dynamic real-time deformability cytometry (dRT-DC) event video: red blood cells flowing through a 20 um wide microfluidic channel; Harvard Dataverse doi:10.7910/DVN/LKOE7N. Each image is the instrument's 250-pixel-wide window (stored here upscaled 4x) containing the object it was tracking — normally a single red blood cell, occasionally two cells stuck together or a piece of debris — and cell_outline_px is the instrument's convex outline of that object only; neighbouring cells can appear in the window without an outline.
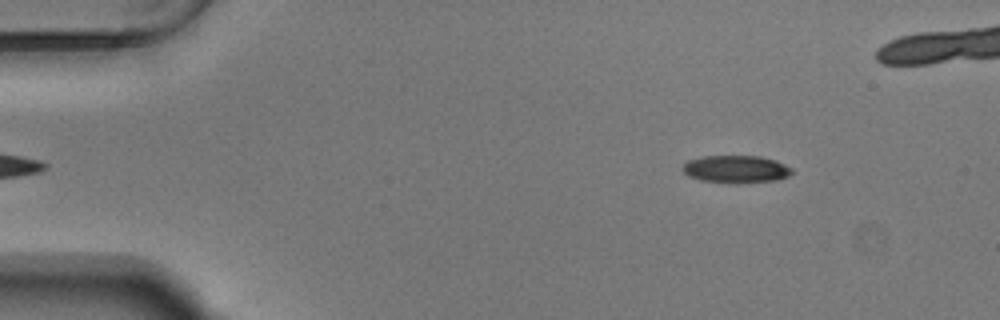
{"species": "Egyptian fruit bat (a non-hibernating species)", "species_latin": "Rousettus aegyptiacus", "temperature_condition": "warm", "stored_images_in_passage": 44, "camera_frame_rate_fps": 3000, "um_per_image_px": 0.085, "animal": {"sex": "male"}, "frame": {"image": 1, "passage_image": 2, "time_ms": 0.333, "image_size_px": [1000, 320], "cell_outline_px": [[792, 172], [788, 176], [776, 180], [700, 180], [688, 176], [680, 168], [688, 160], [700, 156], [760, 156], [776, 160], [792, 168]], "centroid_in_image_um": [62.52, 14.31], "position_along_channel_um": 22.5, "area_um2": 16.65}}
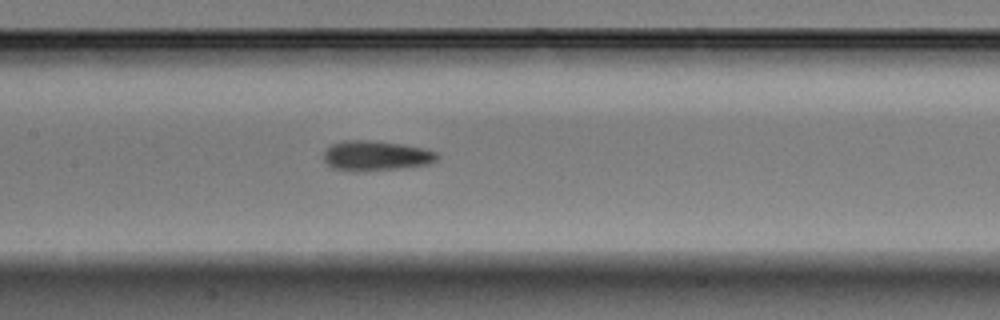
{"frame": {"image": 2, "passage_image": 21, "time_ms": 6.667, "image_size_px": [1000, 320], "cell_outline_px": [[440, 156], [436, 160], [428, 164], [400, 168], [364, 172], [356, 172], [332, 168], [324, 160], [324, 152], [332, 144], [344, 140], [368, 140], [400, 144], [424, 148], [436, 152]], "centroid_in_image_um": [31.94, 13.25], "position_along_channel_um": 175.5, "area_um2": 19.88}}
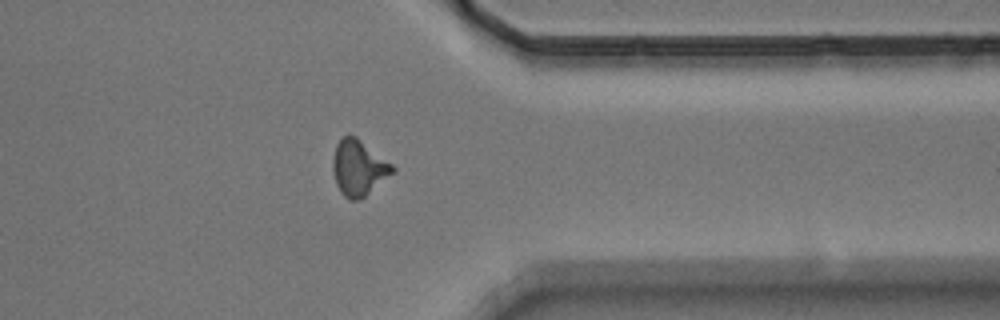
{"frame": {"image": 3, "passage_image": 38, "time_ms": 12.333, "image_size_px": [1000, 320], "cell_outline_px": [[396, 172], [360, 200], [348, 200], [340, 192], [336, 184], [332, 172], [332, 160], [336, 144], [344, 136], [356, 136], [392, 164], [396, 168]], "centroid_in_image_um": [30.49, 14.29], "position_along_channel_um": 380.9, "area_um2": 19.54}}